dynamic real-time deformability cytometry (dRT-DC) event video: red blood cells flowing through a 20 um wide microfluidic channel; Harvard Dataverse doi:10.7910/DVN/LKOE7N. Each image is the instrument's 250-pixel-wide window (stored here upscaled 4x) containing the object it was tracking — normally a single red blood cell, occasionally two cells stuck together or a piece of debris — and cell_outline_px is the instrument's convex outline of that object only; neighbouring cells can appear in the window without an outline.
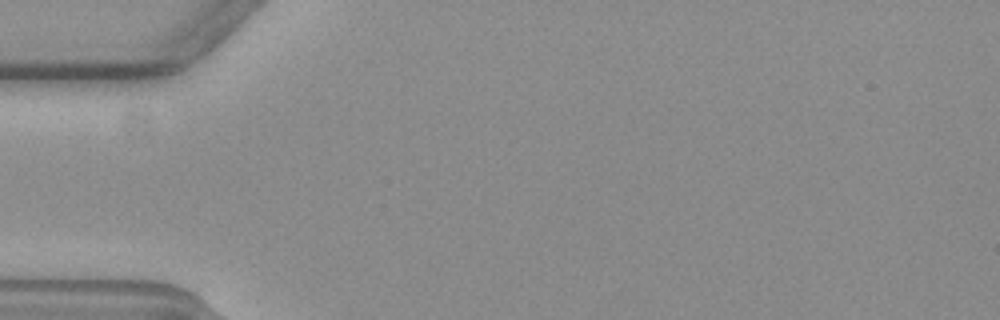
{"species": "common noctule bat (a hibernating species)", "species_latin": "Nyctalus noctula", "temperature_condition": "warm", "stored_images_in_passage": 4, "camera_frame_rate_fps": 3000, "um_per_image_px": 0.085, "animal": {"sex": "female", "body_mass_g": 19.3, "forearm_length_mm": 54.1}, "frame": {"image": 1, "passage_image": 1, "time_ms": 0.0, "image_size_px": [1000, 320], "cell_outline_px": [[272, 80], [232, 120], [204, 132], [196, 128], [204, 112], [244, 84], [264, 72], [268, 72]], "centroid_in_image_um": [19.82, 8.78], "position_along_channel_um": 65.2, "area_um2": 11.1}}